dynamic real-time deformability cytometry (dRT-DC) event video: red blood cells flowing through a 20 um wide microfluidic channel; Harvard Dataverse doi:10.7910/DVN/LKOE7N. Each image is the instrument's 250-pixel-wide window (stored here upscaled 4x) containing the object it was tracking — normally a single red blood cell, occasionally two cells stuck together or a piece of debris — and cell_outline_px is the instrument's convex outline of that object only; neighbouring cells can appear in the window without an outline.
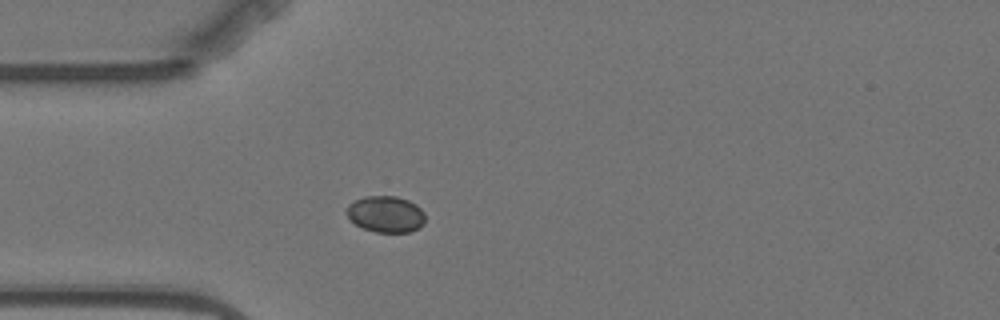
{"species": "Egyptian fruit bat (a non-hibernating species)", "species_latin": "Rousettus aegyptiacus", "temperature_condition": "warm", "stored_images_in_passage": 3, "camera_frame_rate_fps": 3000, "um_per_image_px": 0.085, "animal": {"sex": "female"}, "frame": {"image": 1, "passage_image": 3, "time_ms": 2.667, "image_size_px": [1000, 320], "cell_outline_px": [[424, 224], [420, 228], [412, 232], [376, 232], [364, 228], [348, 220], [344, 212], [344, 208], [348, 204], [364, 196], [396, 196], [408, 200], [416, 204], [424, 212]], "centroid_in_image_um": [32.76, 18.2], "position_along_channel_um": 52.2, "area_um2": 16.99}}